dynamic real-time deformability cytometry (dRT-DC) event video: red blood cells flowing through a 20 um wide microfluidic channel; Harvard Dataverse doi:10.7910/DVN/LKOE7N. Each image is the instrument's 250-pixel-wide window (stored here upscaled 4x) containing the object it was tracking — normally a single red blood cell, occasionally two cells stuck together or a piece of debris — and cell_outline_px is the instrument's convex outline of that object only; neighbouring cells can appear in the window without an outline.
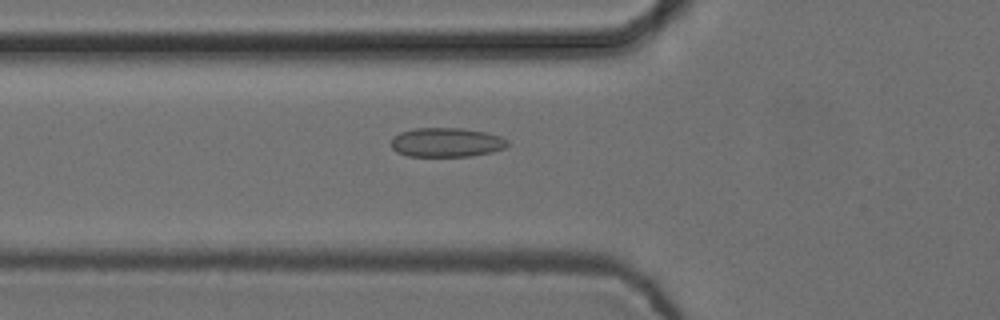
{"species": "common noctule bat (a hibernating species)", "species_latin": "Nyctalus noctula", "temperature_condition": "cold", "stored_images_in_passage": 55, "camera_frame_rate_fps": 3000, "um_per_image_px": 0.085, "animal": {"sex": "female", "body_mass_g": 24.6, "forearm_length_mm": 56.2}, "frame": {"image": 1, "passage_image": 20, "time_ms": 6.333, "image_size_px": [1000, 320], "cell_outline_px": [[508, 144], [504, 148], [492, 152], [472, 156], [408, 156], [396, 152], [392, 148], [392, 140], [400, 132], [412, 128], [464, 128], [484, 132], [500, 136], [508, 140]], "centroid_in_image_um": [37.95, 12.1], "position_along_channel_um": 87.8, "area_um2": 19.83}}
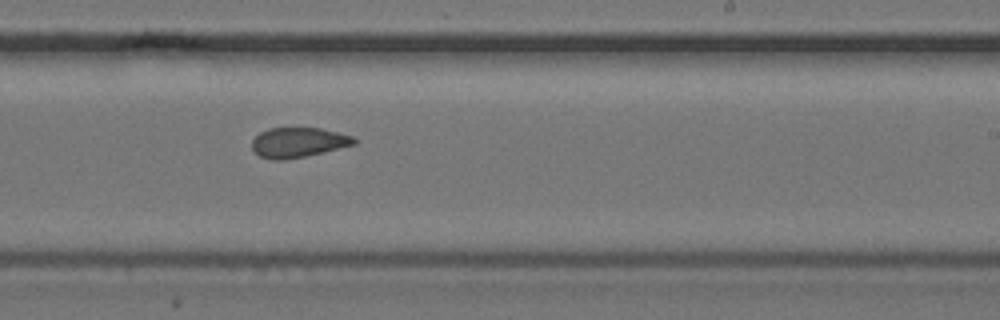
{"frame": {"image": 2, "passage_image": 34, "time_ms": 11.0, "image_size_px": [1000, 320], "cell_outline_px": [[356, 144], [304, 156], [284, 160], [272, 160], [260, 156], [252, 148], [252, 140], [260, 132], [268, 128], [320, 128], [352, 136], [356, 140]], "centroid_in_image_um": [25.32, 12.1], "position_along_channel_um": 263.7, "area_um2": 17.57}}
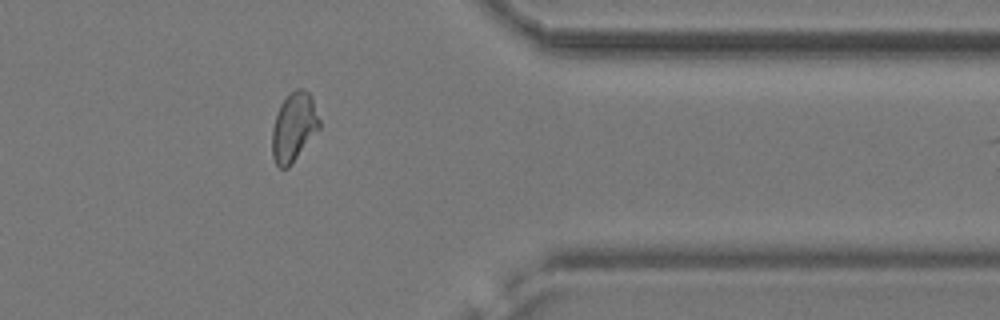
{"frame": {"image": 3, "passage_image": 45, "time_ms": 14.667, "image_size_px": [1000, 320], "cell_outline_px": [[320, 128], [288, 168], [280, 168], [276, 164], [272, 156], [272, 128], [280, 104], [288, 92], [296, 88], [300, 88], [308, 92], [312, 100], [320, 120]], "centroid_in_image_um": [24.96, 10.79], "position_along_channel_um": 386.4, "area_um2": 18.9}, "authors_computed_cell_mechanics": {"area_um2": 19.1896, "velocity_mm_per_s": 3.7628, "shape_relaxation_time_tau1_ms": null, "shape_relaxation_time_tau2_ms": 1.3727, "deformation_change_tau1": null, "deformation_change_tau2": 0.0739}}